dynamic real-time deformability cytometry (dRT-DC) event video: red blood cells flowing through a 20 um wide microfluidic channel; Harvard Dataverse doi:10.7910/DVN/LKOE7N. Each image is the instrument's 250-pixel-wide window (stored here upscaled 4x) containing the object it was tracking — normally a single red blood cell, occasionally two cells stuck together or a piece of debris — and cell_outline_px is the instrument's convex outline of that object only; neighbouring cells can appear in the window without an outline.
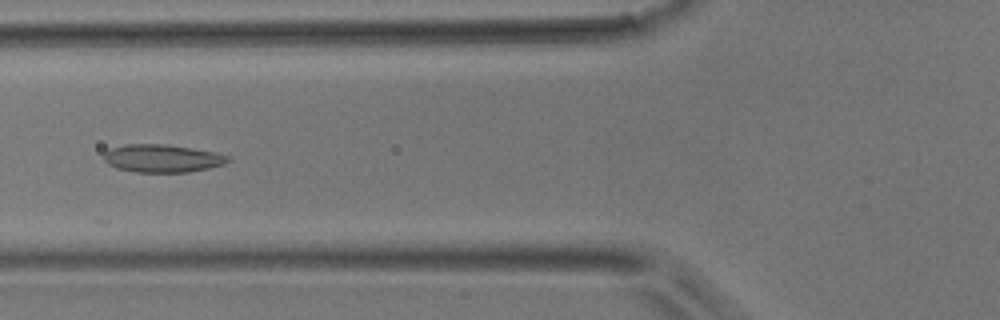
{"species": "common noctule bat (a hibernating species)", "species_latin": "Nyctalus noctula", "temperature_condition": "room temperature", "stored_images_in_passage": 13, "camera_frame_rate_fps": 3000, "um_per_image_px": 0.085, "animal": {"sex": "male", "body_mass_g": 17.9}, "frame": {"image": 1, "passage_image": 5, "time_ms": 1.333, "image_size_px": [1000, 320], "cell_outline_px": [[228, 160], [224, 164], [208, 168], [188, 172], [136, 172], [116, 168], [108, 164], [104, 160], [104, 152], [112, 148], [124, 144], [168, 144], [216, 152], [228, 156]], "centroid_in_image_um": [13.77, 13.45], "position_along_channel_um": 112.0, "area_um2": 20.11}}
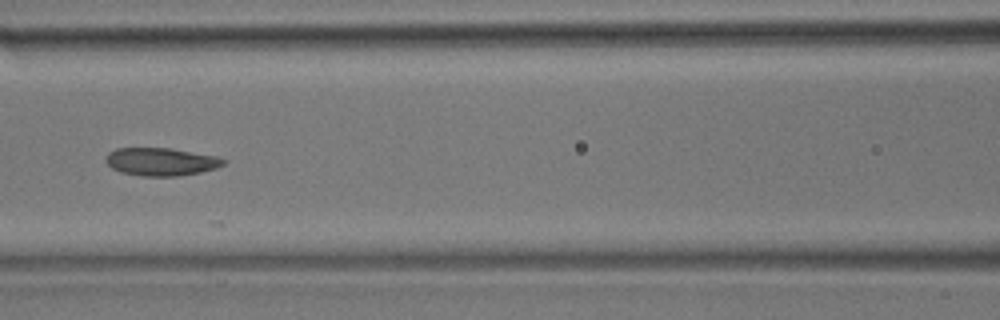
{"frame": {"image": 2, "passage_image": 8, "time_ms": 2.333, "image_size_px": [1000, 320], "cell_outline_px": [[228, 160], [224, 164], [216, 168], [200, 172], [180, 176], [140, 176], [120, 172], [112, 168], [104, 160], [108, 152], [116, 148], [172, 148], [216, 156]], "centroid_in_image_um": [13.68, 13.74], "position_along_channel_um": 152.9, "area_um2": 19.31}}
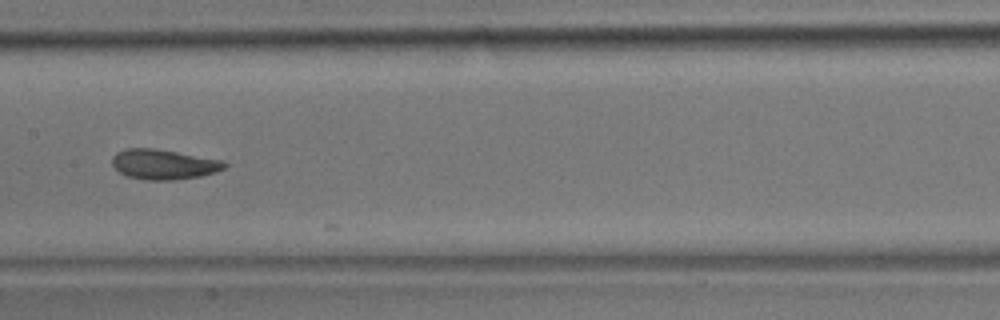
{"frame": {"image": 3, "passage_image": 11, "time_ms": 3.333, "image_size_px": [1000, 320], "cell_outline_px": [[228, 164], [224, 168], [216, 172], [200, 176], [176, 180], [148, 180], [128, 176], [120, 172], [112, 164], [112, 156], [116, 152], [124, 148], [152, 148], [176, 152], [220, 160]], "centroid_in_image_um": [13.88, 13.97], "position_along_channel_um": 193.5, "area_um2": 19.48}}